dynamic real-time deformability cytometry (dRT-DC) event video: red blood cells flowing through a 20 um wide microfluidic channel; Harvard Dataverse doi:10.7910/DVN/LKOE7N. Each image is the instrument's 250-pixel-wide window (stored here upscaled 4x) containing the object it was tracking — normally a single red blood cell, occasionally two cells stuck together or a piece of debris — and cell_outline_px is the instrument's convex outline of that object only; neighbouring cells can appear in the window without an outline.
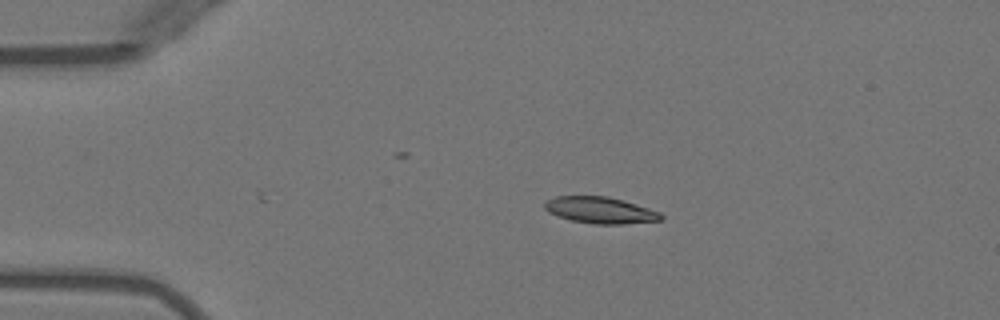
{"species": "Egyptian fruit bat (a non-hibernating species)", "species_latin": "Rousettus aegyptiacus", "temperature_condition": "warm", "stored_images_in_passage": 7, "camera_frame_rate_fps": 3000, "um_per_image_px": 0.085, "animal": {"sex": "female"}, "frame": {"image": 1, "passage_image": 1, "time_ms": 0.0, "image_size_px": [1000, 320], "cell_outline_px": [[664, 220], [624, 224], [592, 224], [572, 220], [548, 212], [544, 208], [544, 200], [556, 196], [608, 196], [648, 208], [660, 212], [664, 216]], "centroid_in_image_um": [51.02, 17.87], "position_along_channel_um": 34.0, "area_um2": 17.98}}